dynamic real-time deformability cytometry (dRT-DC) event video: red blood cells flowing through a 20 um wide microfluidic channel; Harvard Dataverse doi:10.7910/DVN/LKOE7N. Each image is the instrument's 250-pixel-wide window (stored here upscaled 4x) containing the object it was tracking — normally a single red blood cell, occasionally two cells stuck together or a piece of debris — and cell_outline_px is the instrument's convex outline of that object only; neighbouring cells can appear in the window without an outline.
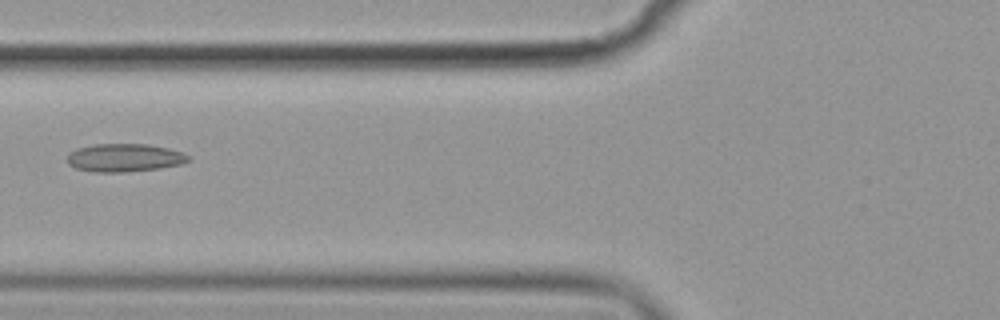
{"species": "common noctule bat (a hibernating species)", "species_latin": "Nyctalus noctula", "temperature_condition": "cold", "stored_images_in_passage": 6, "camera_frame_rate_fps": 3000, "um_per_image_px": 0.085, "animal": {"sex": "female", "body_mass_g": 19.9}, "frame": {"image": 1, "passage_image": 6, "time_ms": 6.0, "image_size_px": [1000, 320], "cell_outline_px": [[188, 160], [180, 164], [160, 168], [124, 172], [92, 172], [76, 168], [68, 164], [68, 152], [76, 148], [96, 144], [148, 144], [168, 148], [184, 152], [188, 156]], "centroid_in_image_um": [10.55, 13.4], "position_along_channel_um": 115.3, "area_um2": 19.83}}